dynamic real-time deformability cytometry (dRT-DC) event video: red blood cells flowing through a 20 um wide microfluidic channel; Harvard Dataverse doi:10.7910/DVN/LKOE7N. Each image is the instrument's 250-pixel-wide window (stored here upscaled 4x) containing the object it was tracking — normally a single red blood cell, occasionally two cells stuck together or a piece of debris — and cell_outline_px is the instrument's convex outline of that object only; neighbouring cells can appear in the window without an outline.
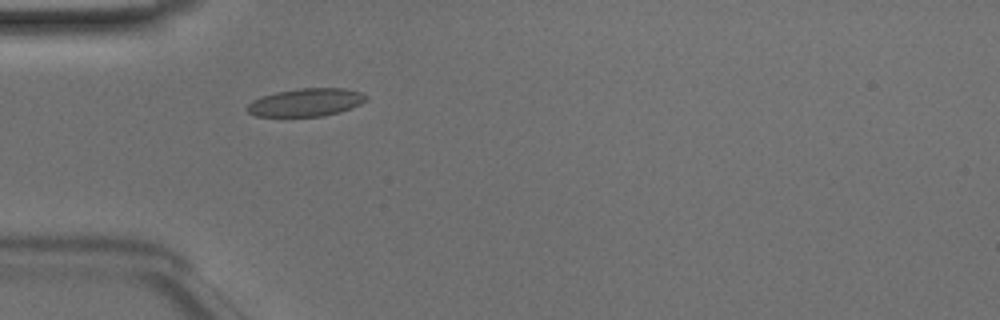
{"species": "Egyptian fruit bat (a non-hibernating species)", "species_latin": "Rousettus aegyptiacus", "temperature_condition": "room temperature", "stored_images_in_passage": 35, "camera_frame_rate_fps": 3000, "um_per_image_px": 0.085, "animal": {"sex": "male"}, "frame": {"image": 1, "passage_image": 1, "time_ms": 0.0, "image_size_px": [1000, 320], "cell_outline_px": [[368, 100], [352, 108], [340, 112], [324, 116], [256, 116], [248, 112], [248, 104], [252, 100], [276, 92], [300, 88], [344, 88], [360, 92], [368, 96]], "centroid_in_image_um": [26.06, 8.7], "position_along_channel_um": 58.9, "area_um2": 19.31}}
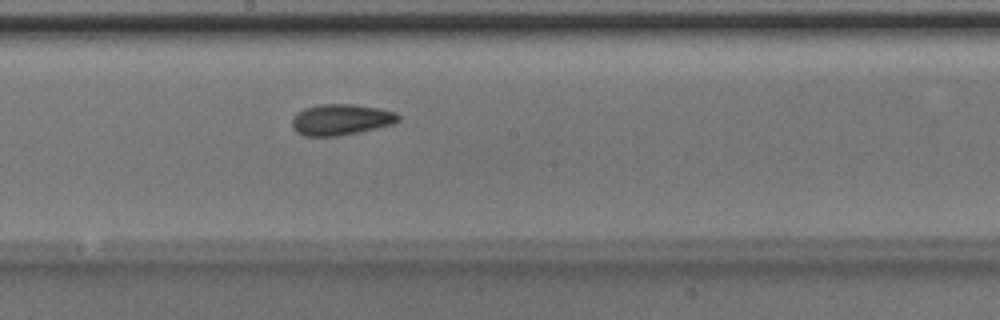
{"frame": {"image": 2, "passage_image": 13, "time_ms": 4.0, "image_size_px": [1000, 320], "cell_outline_px": [[400, 120], [392, 124], [376, 128], [340, 136], [304, 136], [296, 132], [292, 128], [292, 116], [296, 112], [304, 108], [320, 104], [352, 104], [380, 108], [396, 112], [400, 116]], "centroid_in_image_um": [28.95, 10.16], "position_along_channel_um": 219.2, "area_um2": 19.42}}
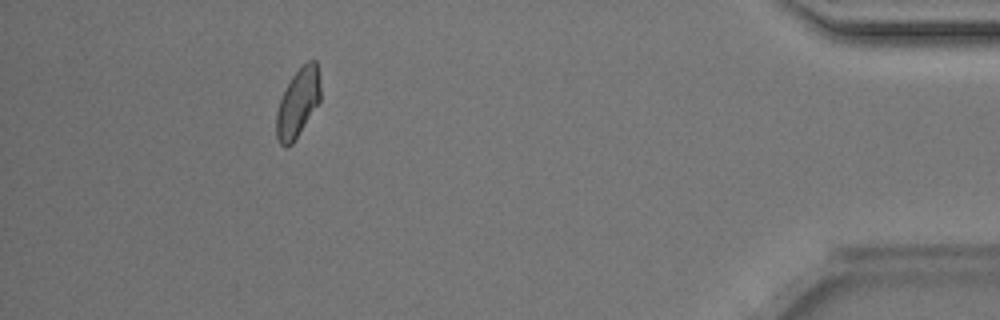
{"frame": {"image": 3, "passage_image": 31, "time_ms": 10.0, "image_size_px": [1000, 320], "cell_outline_px": [[320, 100], [292, 144], [284, 148], [280, 144], [276, 136], [276, 112], [280, 100], [292, 76], [308, 60], [316, 60], [320, 88]], "centroid_in_image_um": [25.3, 8.77], "position_along_channel_um": 409.9, "area_um2": 17.22}, "authors_computed_cell_mechanics": {"area_um2": 18.3226, "velocity_mm_per_s": 4.097, "shape_relaxation_time_tau1_ms": 5.2945, "shape_relaxation_time_tau2_ms": 2.3784, "deformation_change_tau1": 0.1034, "deformation_change_tau2": 0.0678}}